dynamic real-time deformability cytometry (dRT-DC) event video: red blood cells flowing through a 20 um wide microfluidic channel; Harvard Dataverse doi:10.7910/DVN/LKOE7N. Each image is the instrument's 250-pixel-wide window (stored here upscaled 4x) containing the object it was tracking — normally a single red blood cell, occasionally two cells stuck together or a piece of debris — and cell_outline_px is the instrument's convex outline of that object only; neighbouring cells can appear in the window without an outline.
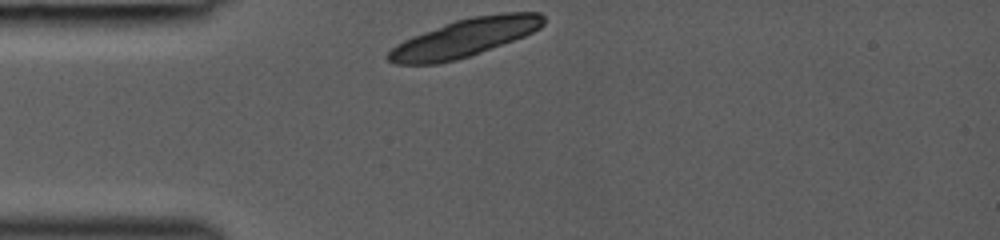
{"species": "common noctule bat (a hibernating species)", "species_latin": "Nyctalus noctula", "temperature_condition": "room temperature", "stored_images_in_passage": 28, "camera_frame_rate_fps": 3000, "um_per_image_px": 0.085, "animal": {"sex": "female", "body_mass_g": 19.0, "forearm_length_mm": 53.3}, "frame": {"image": 1, "passage_image": 1, "time_ms": 0.0, "image_size_px": [1000, 240], "cell_outline_px": [[544, 24], [540, 28], [524, 36], [468, 56], [456, 60], [436, 64], [396, 64], [388, 60], [384, 56], [396, 44], [404, 40], [444, 24], [456, 20], [472, 16], [504, 12], [540, 12], [544, 16]], "centroid_in_image_um": [39.49, 3.21], "position_along_channel_um": 45.5, "area_um2": 34.04}}